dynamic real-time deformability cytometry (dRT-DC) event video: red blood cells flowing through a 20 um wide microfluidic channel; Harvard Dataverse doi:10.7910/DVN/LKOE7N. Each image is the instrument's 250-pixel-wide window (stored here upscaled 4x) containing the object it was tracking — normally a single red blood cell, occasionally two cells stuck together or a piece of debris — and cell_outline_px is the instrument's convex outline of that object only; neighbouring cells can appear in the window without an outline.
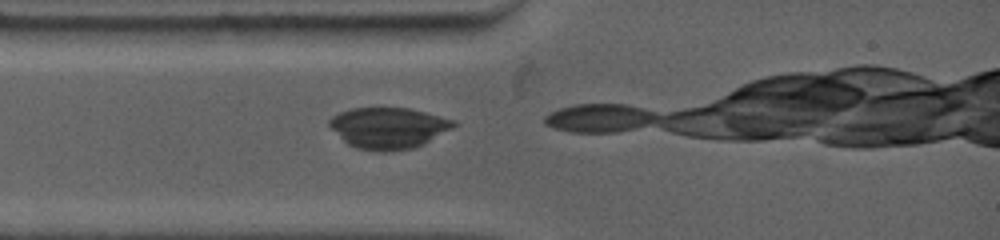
{"species": "common noctule bat (a hibernating species)", "species_latin": "Nyctalus noctula", "temperature_condition": "warm", "stored_images_in_passage": 2, "camera_frame_rate_fps": 4500, "um_per_image_px": 0.085, "animal": {"sex": "female", "body_mass_g": 19.0, "forearm_length_mm": 53.3}, "frame": {"image": 1, "passage_image": 1, "time_ms": 0.0, "image_size_px": [1000, 240], "cell_outline_px": [[460, 124], [424, 144], [412, 148], [384, 152], [380, 152], [356, 148], [348, 144], [328, 124], [328, 120], [332, 116], [340, 112], [352, 108], [408, 108], [456, 120]], "centroid_in_image_um": [33.05, 10.87], "position_along_channel_um": 52.0, "area_um2": 29.77}}